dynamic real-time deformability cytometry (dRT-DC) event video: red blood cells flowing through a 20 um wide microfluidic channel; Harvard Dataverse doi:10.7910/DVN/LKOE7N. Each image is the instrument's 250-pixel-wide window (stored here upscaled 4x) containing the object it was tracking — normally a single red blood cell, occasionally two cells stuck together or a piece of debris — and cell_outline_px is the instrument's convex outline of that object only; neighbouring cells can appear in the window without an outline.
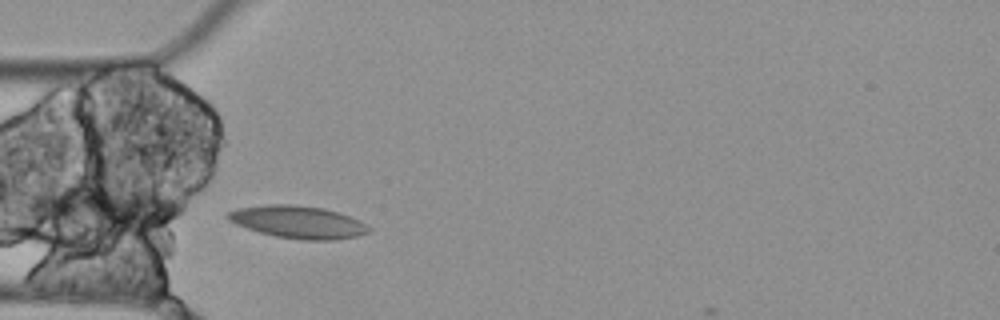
{"species": "Egyptian fruit bat (a non-hibernating species)", "species_latin": "Rousettus aegyptiacus", "temperature_condition": "cold", "stored_images_in_passage": 3, "camera_frame_rate_fps": 3000, "um_per_image_px": 0.085, "animal": {"sex": "female"}, "frame": {"image": 1, "passage_image": 2, "time_ms": 0.333, "image_size_px": [1000, 320], "cell_outline_px": [[372, 232], [356, 236], [336, 240], [300, 240], [276, 236], [260, 232], [236, 224], [228, 220], [224, 216], [228, 212], [236, 208], [268, 204], [292, 204], [324, 208], [348, 216], [372, 228]], "centroid_in_image_um": [25.31, 18.87], "position_along_channel_um": 59.7, "area_um2": 26.65}}